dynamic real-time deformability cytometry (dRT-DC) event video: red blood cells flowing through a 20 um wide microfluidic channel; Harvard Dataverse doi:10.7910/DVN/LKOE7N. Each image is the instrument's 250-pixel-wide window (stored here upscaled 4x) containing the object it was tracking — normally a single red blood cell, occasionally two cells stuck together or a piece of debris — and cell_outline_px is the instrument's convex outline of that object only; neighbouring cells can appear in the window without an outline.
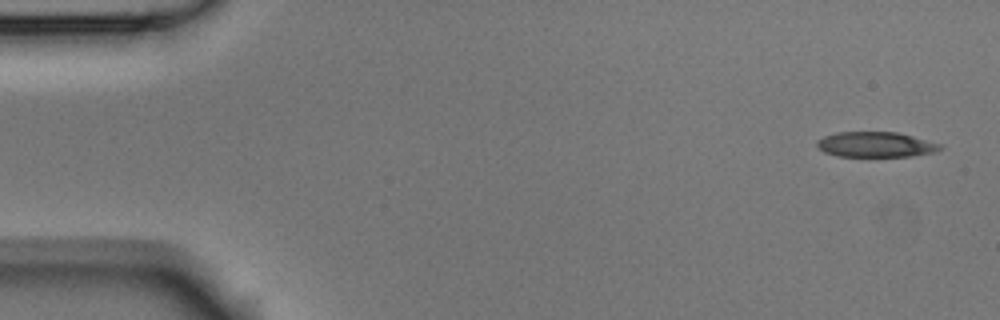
{"species": "Egyptian fruit bat (a non-hibernating species)", "species_latin": "Rousettus aegyptiacus", "temperature_condition": "room temperature", "stored_images_in_passage": 6, "camera_frame_rate_fps": 3000, "um_per_image_px": 0.085, "animal": {"sex": "male"}, "frame": {"image": 1, "passage_image": 1, "time_ms": 0.0, "image_size_px": [1000, 320], "cell_outline_px": [[944, 148], [932, 152], [912, 156], [836, 156], [824, 152], [816, 148], [816, 140], [824, 136], [836, 132], [896, 132], [944, 144]], "centroid_in_image_um": [74.41, 12.28], "position_along_channel_um": 10.6, "area_um2": 18.26}}
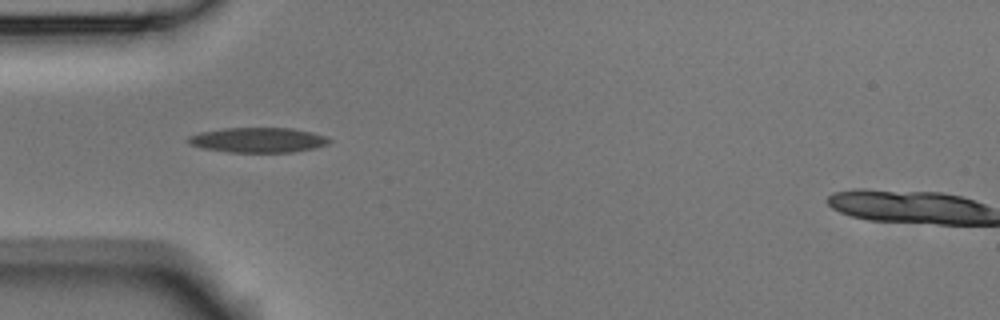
{"frame": {"image": 2, "passage_image": 5, "time_ms": 1.333, "image_size_px": [1000, 320], "cell_outline_px": [[332, 140], [328, 144], [312, 148], [292, 152], [228, 152], [200, 148], [188, 144], [184, 140], [188, 136], [200, 132], [224, 128], [292, 128], [312, 132], [328, 136]], "centroid_in_image_um": [21.89, 11.9], "position_along_channel_um": 63.1, "area_um2": 20.75}}
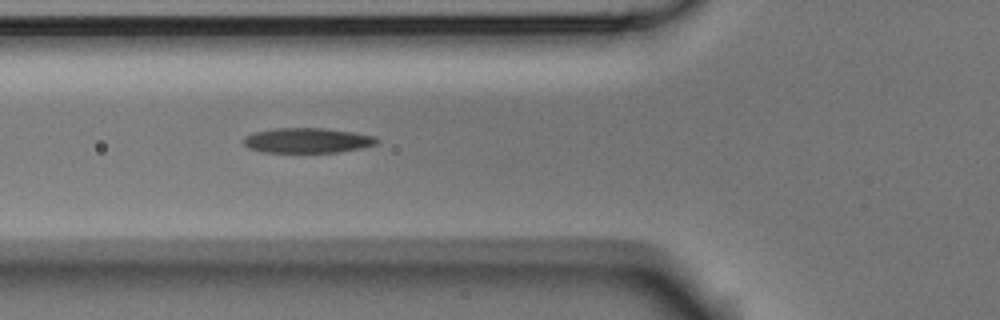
{"frame": {"image": 3, "passage_image": 6, "time_ms": 1.667, "image_size_px": [1000, 320], "cell_outline_px": [[380, 140], [376, 144], [364, 148], [340, 152], [260, 152], [248, 148], [244, 144], [244, 136], [252, 132], [272, 128], [324, 128], [352, 132], [376, 136]], "centroid_in_image_um": [26.12, 11.93], "position_along_channel_um": 99.7, "area_um2": 19.71}}